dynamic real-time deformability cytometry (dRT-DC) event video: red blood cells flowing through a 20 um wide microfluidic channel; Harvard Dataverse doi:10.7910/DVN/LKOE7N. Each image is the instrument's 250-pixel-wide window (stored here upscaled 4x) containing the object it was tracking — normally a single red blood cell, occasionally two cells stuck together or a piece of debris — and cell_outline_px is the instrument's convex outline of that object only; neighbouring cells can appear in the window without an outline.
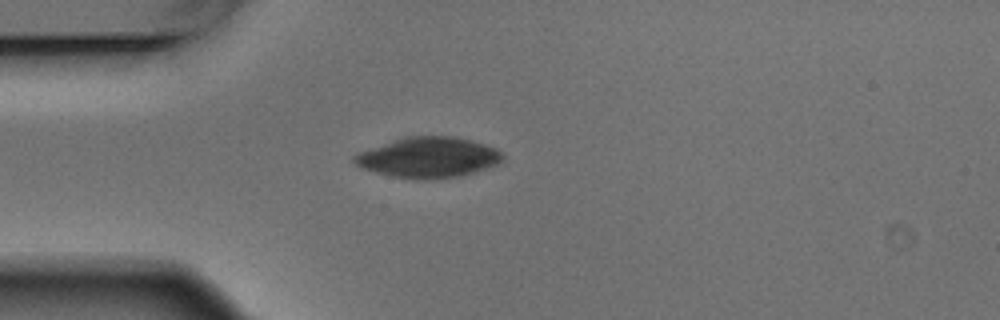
{"species": "Egyptian fruit bat (a non-hibernating species)", "species_latin": "Rousettus aegyptiacus", "temperature_condition": "warm", "stored_images_in_passage": 2, "camera_frame_rate_fps": 3000, "um_per_image_px": 0.085, "animal": {"sex": "male"}, "frame": {"image": 1, "passage_image": 1, "time_ms": 0.0, "image_size_px": [1000, 320], "cell_outline_px": [[504, 160], [488, 168], [456, 176], [428, 180], [416, 180], [392, 176], [360, 168], [352, 160], [352, 156], [360, 152], [404, 136], [452, 136], [472, 140], [496, 148], [504, 156]], "centroid_in_image_um": [36.4, 13.38], "position_along_channel_um": 48.6, "area_um2": 34.91}}